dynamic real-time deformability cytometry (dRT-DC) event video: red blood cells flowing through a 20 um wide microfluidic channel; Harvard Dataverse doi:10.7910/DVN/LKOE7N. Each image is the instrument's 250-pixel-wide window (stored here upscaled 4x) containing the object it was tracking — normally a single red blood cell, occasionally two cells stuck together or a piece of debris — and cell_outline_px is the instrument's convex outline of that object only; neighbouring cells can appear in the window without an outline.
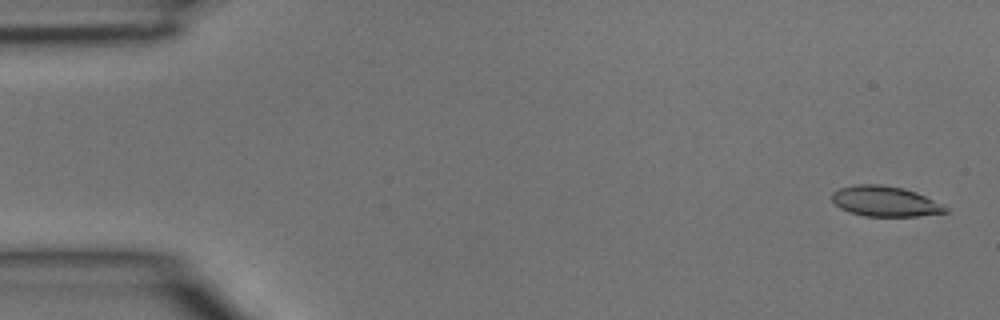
{"species": "common noctule bat (a hibernating species)", "species_latin": "Nyctalus noctula", "temperature_condition": "room temperature", "stored_images_in_passage": 4, "camera_frame_rate_fps": 3000, "um_per_image_px": 0.085, "animal": {"sex": "male", "body_mass_g": 15.6}, "frame": {"image": 1, "passage_image": 1, "time_ms": 0.0, "image_size_px": [1000, 320], "cell_outline_px": [[948, 212], [920, 216], [864, 216], [848, 212], [840, 208], [832, 200], [832, 192], [840, 188], [856, 184], [880, 184], [904, 188], [916, 192], [948, 208]], "centroid_in_image_um": [75.2, 17.11], "position_along_channel_um": 9.8, "area_um2": 20.0}}